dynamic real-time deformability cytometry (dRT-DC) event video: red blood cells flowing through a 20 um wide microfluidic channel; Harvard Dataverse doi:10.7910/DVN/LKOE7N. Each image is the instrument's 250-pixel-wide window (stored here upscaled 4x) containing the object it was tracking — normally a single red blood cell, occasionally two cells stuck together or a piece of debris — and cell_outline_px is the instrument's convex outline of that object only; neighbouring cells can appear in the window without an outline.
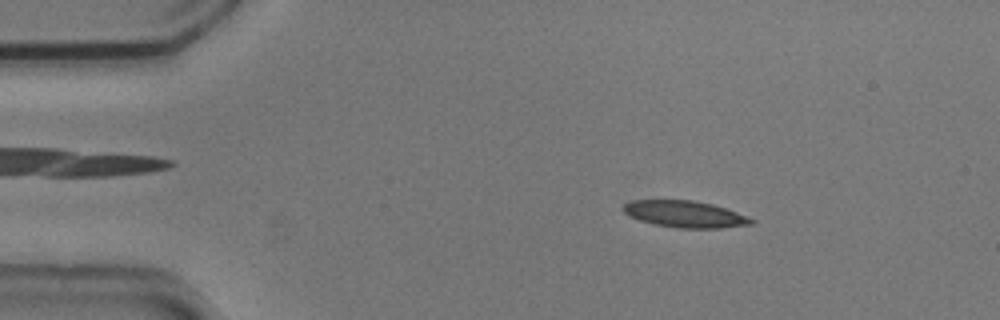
{"species": "common noctule bat (a hibernating species)", "species_latin": "Nyctalus noctula", "temperature_condition": "cold", "stored_images_in_passage": 53, "camera_frame_rate_fps": 3000, "um_per_image_px": 0.085, "animal": {"sex": "male", "body_mass_g": 20.5, "forearm_length_mm": 52.5}, "frame": {"image": 1, "passage_image": 8, "time_ms": 2.333, "image_size_px": [1000, 320], "cell_outline_px": [[756, 220], [752, 224], [720, 228], [676, 228], [656, 224], [640, 220], [624, 212], [624, 204], [632, 200], [692, 200], [712, 204], [748, 216]], "centroid_in_image_um": [58.26, 18.2], "position_along_channel_um": 26.7, "area_um2": 19.65}}
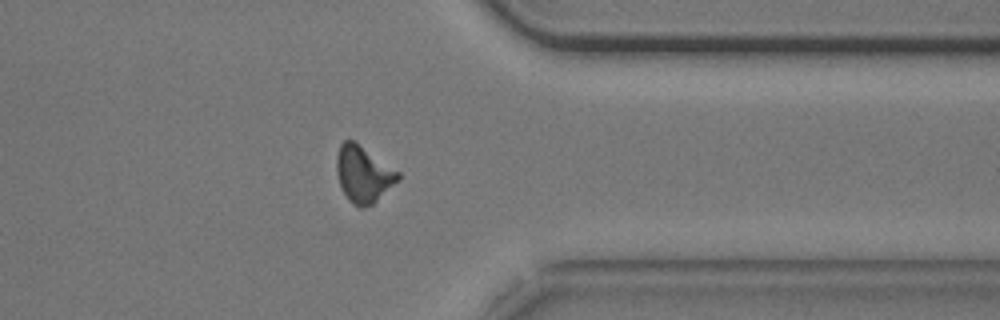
{"frame": {"image": 2, "passage_image": 42, "time_ms": 13.667, "image_size_px": [1000, 320], "cell_outline_px": [[400, 180], [372, 204], [364, 208], [360, 208], [352, 204], [348, 200], [340, 184], [336, 172], [336, 156], [340, 144], [344, 140], [356, 140], [400, 172]], "centroid_in_image_um": [30.89, 14.78], "position_along_channel_um": 380.5, "area_um2": 20.58}}
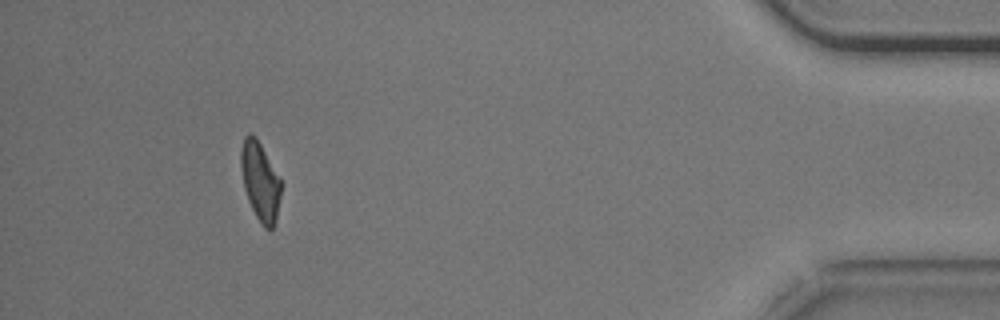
{"frame": {"image": 3, "passage_image": 49, "time_ms": 16.0, "image_size_px": [1000, 320], "cell_outline_px": [[284, 184], [276, 220], [272, 228], [264, 228], [260, 224], [248, 200], [244, 188], [240, 164], [240, 148], [244, 136], [248, 132], [256, 136], [280, 176]], "centroid_in_image_um": [22.14, 15.38], "position_along_channel_um": 413.1, "area_um2": 18.96}, "authors_computed_cell_mechanics": {"area_um2": 19.941, "velocity_mm_per_s": 3.7167, "shape_relaxation_time_tau1_ms": null, "shape_relaxation_time_tau2_ms": 6.7473, "deformation_change_tau1": null, "deformation_change_tau2": 0.1533}}